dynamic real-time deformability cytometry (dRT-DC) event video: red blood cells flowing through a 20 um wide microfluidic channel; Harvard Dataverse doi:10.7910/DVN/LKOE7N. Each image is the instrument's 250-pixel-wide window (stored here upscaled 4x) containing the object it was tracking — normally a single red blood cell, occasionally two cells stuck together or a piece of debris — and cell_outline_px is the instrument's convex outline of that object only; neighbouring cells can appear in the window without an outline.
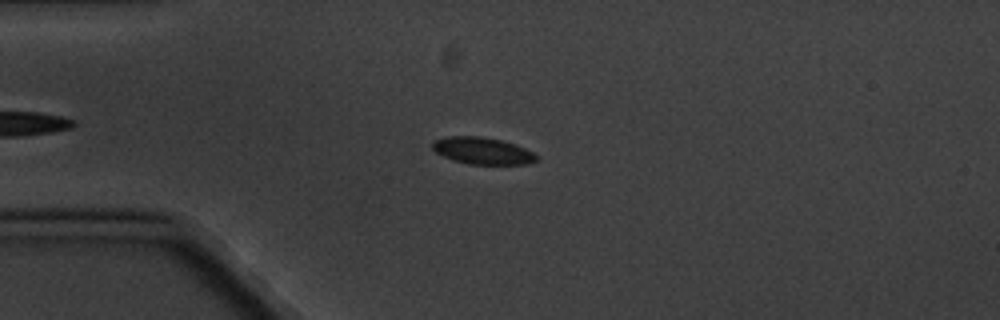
{"species": "common noctule bat (a hibernating species)", "species_latin": "Nyctalus noctula", "temperature_condition": "cold", "stored_images_in_passage": 7, "camera_frame_rate_fps": 3000, "um_per_image_px": 0.085, "animal": {"sex": "male", "body_mass_g": 20.1, "forearm_length_mm": 53.5}, "frame": {"image": 1, "passage_image": 4, "time_ms": 4.333, "image_size_px": [1000, 320], "cell_outline_px": [[536, 160], [528, 164], [468, 164], [452, 160], [436, 152], [432, 148], [432, 144], [436, 140], [448, 136], [476, 136], [500, 140], [516, 144], [532, 152], [536, 156]], "centroid_in_image_um": [40.99, 12.82], "position_along_channel_um": 44.0, "area_um2": 16.07}}